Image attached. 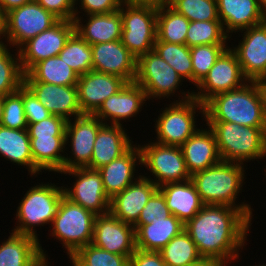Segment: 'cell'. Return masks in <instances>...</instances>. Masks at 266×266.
<instances>
[{"mask_svg": "<svg viewBox=\"0 0 266 266\" xmlns=\"http://www.w3.org/2000/svg\"><path fill=\"white\" fill-rule=\"evenodd\" d=\"M146 100V93L140 85L135 81L127 82L120 91L107 98L93 115L104 124L122 125L121 120L135 117Z\"/></svg>", "mask_w": 266, "mask_h": 266, "instance_id": "obj_20", "label": "cell"}, {"mask_svg": "<svg viewBox=\"0 0 266 266\" xmlns=\"http://www.w3.org/2000/svg\"><path fill=\"white\" fill-rule=\"evenodd\" d=\"M159 252L167 266H189L203 259L185 230L172 238Z\"/></svg>", "mask_w": 266, "mask_h": 266, "instance_id": "obj_35", "label": "cell"}, {"mask_svg": "<svg viewBox=\"0 0 266 266\" xmlns=\"http://www.w3.org/2000/svg\"><path fill=\"white\" fill-rule=\"evenodd\" d=\"M23 107L28 125L52 115L25 84H23Z\"/></svg>", "mask_w": 266, "mask_h": 266, "instance_id": "obj_46", "label": "cell"}, {"mask_svg": "<svg viewBox=\"0 0 266 266\" xmlns=\"http://www.w3.org/2000/svg\"><path fill=\"white\" fill-rule=\"evenodd\" d=\"M220 161L203 171L194 173L191 180L205 205H227L240 209L251 221L252 208L249 204L237 202L245 178L244 165Z\"/></svg>", "mask_w": 266, "mask_h": 266, "instance_id": "obj_3", "label": "cell"}, {"mask_svg": "<svg viewBox=\"0 0 266 266\" xmlns=\"http://www.w3.org/2000/svg\"><path fill=\"white\" fill-rule=\"evenodd\" d=\"M171 215L163 194L157 190L142 209L135 224H150L153 220H164Z\"/></svg>", "mask_w": 266, "mask_h": 266, "instance_id": "obj_44", "label": "cell"}, {"mask_svg": "<svg viewBox=\"0 0 266 266\" xmlns=\"http://www.w3.org/2000/svg\"><path fill=\"white\" fill-rule=\"evenodd\" d=\"M228 36L220 20L192 21L186 34V45L193 47L197 45L226 44Z\"/></svg>", "mask_w": 266, "mask_h": 266, "instance_id": "obj_39", "label": "cell"}, {"mask_svg": "<svg viewBox=\"0 0 266 266\" xmlns=\"http://www.w3.org/2000/svg\"><path fill=\"white\" fill-rule=\"evenodd\" d=\"M158 190L163 194L171 214L183 224L190 221L205 205L191 179L167 183L158 187Z\"/></svg>", "mask_w": 266, "mask_h": 266, "instance_id": "obj_27", "label": "cell"}, {"mask_svg": "<svg viewBox=\"0 0 266 266\" xmlns=\"http://www.w3.org/2000/svg\"><path fill=\"white\" fill-rule=\"evenodd\" d=\"M251 225V220L240 209L212 204L204 205L185 224L184 230L203 258L226 266L232 260L239 259V250L246 244Z\"/></svg>", "mask_w": 266, "mask_h": 266, "instance_id": "obj_1", "label": "cell"}, {"mask_svg": "<svg viewBox=\"0 0 266 266\" xmlns=\"http://www.w3.org/2000/svg\"><path fill=\"white\" fill-rule=\"evenodd\" d=\"M87 22L83 25L81 16H75V31L90 45L121 40L122 18L118 9L108 14L87 15Z\"/></svg>", "mask_w": 266, "mask_h": 266, "instance_id": "obj_28", "label": "cell"}, {"mask_svg": "<svg viewBox=\"0 0 266 266\" xmlns=\"http://www.w3.org/2000/svg\"><path fill=\"white\" fill-rule=\"evenodd\" d=\"M258 84L263 97L264 112L266 116V79L259 80Z\"/></svg>", "mask_w": 266, "mask_h": 266, "instance_id": "obj_54", "label": "cell"}, {"mask_svg": "<svg viewBox=\"0 0 266 266\" xmlns=\"http://www.w3.org/2000/svg\"><path fill=\"white\" fill-rule=\"evenodd\" d=\"M5 19L6 14L3 12L2 7L0 6V44H3V38H5ZM4 36V37H3Z\"/></svg>", "mask_w": 266, "mask_h": 266, "instance_id": "obj_52", "label": "cell"}, {"mask_svg": "<svg viewBox=\"0 0 266 266\" xmlns=\"http://www.w3.org/2000/svg\"><path fill=\"white\" fill-rule=\"evenodd\" d=\"M75 32L74 21L59 20L51 28L29 39L19 49L20 65L26 74L36 63L58 56Z\"/></svg>", "mask_w": 266, "mask_h": 266, "instance_id": "obj_13", "label": "cell"}, {"mask_svg": "<svg viewBox=\"0 0 266 266\" xmlns=\"http://www.w3.org/2000/svg\"><path fill=\"white\" fill-rule=\"evenodd\" d=\"M214 132L224 162H244L266 156V127H248L231 122H207Z\"/></svg>", "mask_w": 266, "mask_h": 266, "instance_id": "obj_4", "label": "cell"}, {"mask_svg": "<svg viewBox=\"0 0 266 266\" xmlns=\"http://www.w3.org/2000/svg\"><path fill=\"white\" fill-rule=\"evenodd\" d=\"M240 32L242 41L230 49L236 54L244 77L248 81L266 79V23Z\"/></svg>", "mask_w": 266, "mask_h": 266, "instance_id": "obj_17", "label": "cell"}, {"mask_svg": "<svg viewBox=\"0 0 266 266\" xmlns=\"http://www.w3.org/2000/svg\"><path fill=\"white\" fill-rule=\"evenodd\" d=\"M96 116L83 114L68 120L65 129V143H70L73 157L65 156L63 170L88 167L92 158L94 142L98 130L103 125ZM70 139V141H69ZM74 159V160H73Z\"/></svg>", "mask_w": 266, "mask_h": 266, "instance_id": "obj_15", "label": "cell"}, {"mask_svg": "<svg viewBox=\"0 0 266 266\" xmlns=\"http://www.w3.org/2000/svg\"><path fill=\"white\" fill-rule=\"evenodd\" d=\"M59 20L37 1H30L6 13L5 40L7 39L10 47L19 49L29 39L51 28Z\"/></svg>", "mask_w": 266, "mask_h": 266, "instance_id": "obj_10", "label": "cell"}, {"mask_svg": "<svg viewBox=\"0 0 266 266\" xmlns=\"http://www.w3.org/2000/svg\"><path fill=\"white\" fill-rule=\"evenodd\" d=\"M66 123L64 118L51 115L40 122L29 124L27 130L29 137L65 136Z\"/></svg>", "mask_w": 266, "mask_h": 266, "instance_id": "obj_45", "label": "cell"}, {"mask_svg": "<svg viewBox=\"0 0 266 266\" xmlns=\"http://www.w3.org/2000/svg\"><path fill=\"white\" fill-rule=\"evenodd\" d=\"M63 196V186L51 182L29 188L17 207L18 224L11 231L38 239L34 227L52 224Z\"/></svg>", "mask_w": 266, "mask_h": 266, "instance_id": "obj_6", "label": "cell"}, {"mask_svg": "<svg viewBox=\"0 0 266 266\" xmlns=\"http://www.w3.org/2000/svg\"><path fill=\"white\" fill-rule=\"evenodd\" d=\"M258 5L262 12L265 14L266 13V0H257Z\"/></svg>", "mask_w": 266, "mask_h": 266, "instance_id": "obj_56", "label": "cell"}, {"mask_svg": "<svg viewBox=\"0 0 266 266\" xmlns=\"http://www.w3.org/2000/svg\"><path fill=\"white\" fill-rule=\"evenodd\" d=\"M264 22L266 23V13L264 14Z\"/></svg>", "mask_w": 266, "mask_h": 266, "instance_id": "obj_59", "label": "cell"}, {"mask_svg": "<svg viewBox=\"0 0 266 266\" xmlns=\"http://www.w3.org/2000/svg\"><path fill=\"white\" fill-rule=\"evenodd\" d=\"M248 80L244 77L236 54L230 46L219 56L204 79L196 86L193 97L205 103L212 96L241 88Z\"/></svg>", "mask_w": 266, "mask_h": 266, "instance_id": "obj_14", "label": "cell"}, {"mask_svg": "<svg viewBox=\"0 0 266 266\" xmlns=\"http://www.w3.org/2000/svg\"><path fill=\"white\" fill-rule=\"evenodd\" d=\"M76 253L88 266H129L127 256L110 253L91 243L80 248Z\"/></svg>", "mask_w": 266, "mask_h": 266, "instance_id": "obj_43", "label": "cell"}, {"mask_svg": "<svg viewBox=\"0 0 266 266\" xmlns=\"http://www.w3.org/2000/svg\"><path fill=\"white\" fill-rule=\"evenodd\" d=\"M78 79L79 75L59 56L36 63L24 74V82H44L62 86L77 85Z\"/></svg>", "mask_w": 266, "mask_h": 266, "instance_id": "obj_33", "label": "cell"}, {"mask_svg": "<svg viewBox=\"0 0 266 266\" xmlns=\"http://www.w3.org/2000/svg\"><path fill=\"white\" fill-rule=\"evenodd\" d=\"M0 125L11 129H27L23 107V85L14 93L4 96L3 115Z\"/></svg>", "mask_w": 266, "mask_h": 266, "instance_id": "obj_42", "label": "cell"}, {"mask_svg": "<svg viewBox=\"0 0 266 266\" xmlns=\"http://www.w3.org/2000/svg\"><path fill=\"white\" fill-rule=\"evenodd\" d=\"M135 1L154 2V3H166L169 0H135Z\"/></svg>", "mask_w": 266, "mask_h": 266, "instance_id": "obj_58", "label": "cell"}, {"mask_svg": "<svg viewBox=\"0 0 266 266\" xmlns=\"http://www.w3.org/2000/svg\"><path fill=\"white\" fill-rule=\"evenodd\" d=\"M92 70L115 75L134 82L137 74V59L121 40L91 45Z\"/></svg>", "mask_w": 266, "mask_h": 266, "instance_id": "obj_18", "label": "cell"}, {"mask_svg": "<svg viewBox=\"0 0 266 266\" xmlns=\"http://www.w3.org/2000/svg\"><path fill=\"white\" fill-rule=\"evenodd\" d=\"M255 266V265H254ZM257 266V265H256ZM258 266H266V264L264 265V263L261 265V264H259Z\"/></svg>", "mask_w": 266, "mask_h": 266, "instance_id": "obj_60", "label": "cell"}, {"mask_svg": "<svg viewBox=\"0 0 266 266\" xmlns=\"http://www.w3.org/2000/svg\"><path fill=\"white\" fill-rule=\"evenodd\" d=\"M218 16L225 33L239 32L264 22L257 0H217Z\"/></svg>", "mask_w": 266, "mask_h": 266, "instance_id": "obj_25", "label": "cell"}, {"mask_svg": "<svg viewBox=\"0 0 266 266\" xmlns=\"http://www.w3.org/2000/svg\"><path fill=\"white\" fill-rule=\"evenodd\" d=\"M91 244L110 253L127 256L136 250V236L133 225L122 222L110 212L95 218Z\"/></svg>", "mask_w": 266, "mask_h": 266, "instance_id": "obj_16", "label": "cell"}, {"mask_svg": "<svg viewBox=\"0 0 266 266\" xmlns=\"http://www.w3.org/2000/svg\"><path fill=\"white\" fill-rule=\"evenodd\" d=\"M136 249L159 252L168 242L180 234L185 227L176 216L164 220H153L150 224H134Z\"/></svg>", "mask_w": 266, "mask_h": 266, "instance_id": "obj_29", "label": "cell"}, {"mask_svg": "<svg viewBox=\"0 0 266 266\" xmlns=\"http://www.w3.org/2000/svg\"><path fill=\"white\" fill-rule=\"evenodd\" d=\"M0 156L15 165L26 166L31 176L41 172L33 162L27 129H11L0 125Z\"/></svg>", "mask_w": 266, "mask_h": 266, "instance_id": "obj_30", "label": "cell"}, {"mask_svg": "<svg viewBox=\"0 0 266 266\" xmlns=\"http://www.w3.org/2000/svg\"><path fill=\"white\" fill-rule=\"evenodd\" d=\"M207 129L199 128L180 146L191 176L221 161L214 132L209 126Z\"/></svg>", "mask_w": 266, "mask_h": 266, "instance_id": "obj_24", "label": "cell"}, {"mask_svg": "<svg viewBox=\"0 0 266 266\" xmlns=\"http://www.w3.org/2000/svg\"><path fill=\"white\" fill-rule=\"evenodd\" d=\"M24 84L52 115L60 116L66 121L70 120L71 116L75 118L83 115L76 85L62 86L44 82H24Z\"/></svg>", "mask_w": 266, "mask_h": 266, "instance_id": "obj_22", "label": "cell"}, {"mask_svg": "<svg viewBox=\"0 0 266 266\" xmlns=\"http://www.w3.org/2000/svg\"><path fill=\"white\" fill-rule=\"evenodd\" d=\"M23 84L24 72L20 65L18 49L14 55L8 45L0 44V96L16 92Z\"/></svg>", "mask_w": 266, "mask_h": 266, "instance_id": "obj_36", "label": "cell"}, {"mask_svg": "<svg viewBox=\"0 0 266 266\" xmlns=\"http://www.w3.org/2000/svg\"><path fill=\"white\" fill-rule=\"evenodd\" d=\"M189 266H224L220 262L212 260V259H205L203 258L201 261L189 265Z\"/></svg>", "mask_w": 266, "mask_h": 266, "instance_id": "obj_53", "label": "cell"}, {"mask_svg": "<svg viewBox=\"0 0 266 266\" xmlns=\"http://www.w3.org/2000/svg\"><path fill=\"white\" fill-rule=\"evenodd\" d=\"M129 266H167L160 252L136 249L129 258Z\"/></svg>", "mask_w": 266, "mask_h": 266, "instance_id": "obj_49", "label": "cell"}, {"mask_svg": "<svg viewBox=\"0 0 266 266\" xmlns=\"http://www.w3.org/2000/svg\"><path fill=\"white\" fill-rule=\"evenodd\" d=\"M183 80L154 50L137 59L135 82L143 88L147 99L171 97Z\"/></svg>", "mask_w": 266, "mask_h": 266, "instance_id": "obj_11", "label": "cell"}, {"mask_svg": "<svg viewBox=\"0 0 266 266\" xmlns=\"http://www.w3.org/2000/svg\"><path fill=\"white\" fill-rule=\"evenodd\" d=\"M58 56L79 76L92 70V48L75 31Z\"/></svg>", "mask_w": 266, "mask_h": 266, "instance_id": "obj_38", "label": "cell"}, {"mask_svg": "<svg viewBox=\"0 0 266 266\" xmlns=\"http://www.w3.org/2000/svg\"><path fill=\"white\" fill-rule=\"evenodd\" d=\"M153 50L173 67L184 80L187 79L193 84L190 47L186 44L159 41L156 38Z\"/></svg>", "mask_w": 266, "mask_h": 266, "instance_id": "obj_37", "label": "cell"}, {"mask_svg": "<svg viewBox=\"0 0 266 266\" xmlns=\"http://www.w3.org/2000/svg\"><path fill=\"white\" fill-rule=\"evenodd\" d=\"M206 122H231L248 127H266L263 97L258 81L221 92L204 103Z\"/></svg>", "mask_w": 266, "mask_h": 266, "instance_id": "obj_2", "label": "cell"}, {"mask_svg": "<svg viewBox=\"0 0 266 266\" xmlns=\"http://www.w3.org/2000/svg\"><path fill=\"white\" fill-rule=\"evenodd\" d=\"M61 174L75 177L72 189L64 187V196L70 201L79 204L95 215H104L110 212L111 199L107 196L100 172L88 167L63 170Z\"/></svg>", "mask_w": 266, "mask_h": 266, "instance_id": "obj_12", "label": "cell"}, {"mask_svg": "<svg viewBox=\"0 0 266 266\" xmlns=\"http://www.w3.org/2000/svg\"><path fill=\"white\" fill-rule=\"evenodd\" d=\"M167 3L190 22L219 20L217 0H169Z\"/></svg>", "mask_w": 266, "mask_h": 266, "instance_id": "obj_41", "label": "cell"}, {"mask_svg": "<svg viewBox=\"0 0 266 266\" xmlns=\"http://www.w3.org/2000/svg\"><path fill=\"white\" fill-rule=\"evenodd\" d=\"M37 2L60 20L74 21L75 16L81 13L77 6L75 7V0H37Z\"/></svg>", "mask_w": 266, "mask_h": 266, "instance_id": "obj_47", "label": "cell"}, {"mask_svg": "<svg viewBox=\"0 0 266 266\" xmlns=\"http://www.w3.org/2000/svg\"><path fill=\"white\" fill-rule=\"evenodd\" d=\"M132 143L122 125L103 124L98 130L88 168L99 169L109 164L124 154Z\"/></svg>", "mask_w": 266, "mask_h": 266, "instance_id": "obj_26", "label": "cell"}, {"mask_svg": "<svg viewBox=\"0 0 266 266\" xmlns=\"http://www.w3.org/2000/svg\"><path fill=\"white\" fill-rule=\"evenodd\" d=\"M228 44L197 45L190 47L193 85L197 86L210 71Z\"/></svg>", "mask_w": 266, "mask_h": 266, "instance_id": "obj_40", "label": "cell"}, {"mask_svg": "<svg viewBox=\"0 0 266 266\" xmlns=\"http://www.w3.org/2000/svg\"><path fill=\"white\" fill-rule=\"evenodd\" d=\"M119 10L123 45L136 59L152 51L157 38V3L123 0Z\"/></svg>", "mask_w": 266, "mask_h": 266, "instance_id": "obj_5", "label": "cell"}, {"mask_svg": "<svg viewBox=\"0 0 266 266\" xmlns=\"http://www.w3.org/2000/svg\"><path fill=\"white\" fill-rule=\"evenodd\" d=\"M135 145L133 144L124 154L109 164L97 169L101 174L104 190L110 199L141 176L134 178L135 171H137L136 165H141V151L139 145Z\"/></svg>", "mask_w": 266, "mask_h": 266, "instance_id": "obj_23", "label": "cell"}, {"mask_svg": "<svg viewBox=\"0 0 266 266\" xmlns=\"http://www.w3.org/2000/svg\"><path fill=\"white\" fill-rule=\"evenodd\" d=\"M123 0H75V6L78 2L79 8L84 11V15L90 14H108L119 9ZM82 8H81V7Z\"/></svg>", "mask_w": 266, "mask_h": 266, "instance_id": "obj_48", "label": "cell"}, {"mask_svg": "<svg viewBox=\"0 0 266 266\" xmlns=\"http://www.w3.org/2000/svg\"><path fill=\"white\" fill-rule=\"evenodd\" d=\"M47 257L48 255L46 256V253L45 254H41L33 263L32 266H49L48 264H50L48 261H47ZM48 262V263H47Z\"/></svg>", "mask_w": 266, "mask_h": 266, "instance_id": "obj_55", "label": "cell"}, {"mask_svg": "<svg viewBox=\"0 0 266 266\" xmlns=\"http://www.w3.org/2000/svg\"><path fill=\"white\" fill-rule=\"evenodd\" d=\"M126 83L121 77L94 70L79 76L76 86L82 114L93 115L107 98L120 91Z\"/></svg>", "mask_w": 266, "mask_h": 266, "instance_id": "obj_19", "label": "cell"}, {"mask_svg": "<svg viewBox=\"0 0 266 266\" xmlns=\"http://www.w3.org/2000/svg\"><path fill=\"white\" fill-rule=\"evenodd\" d=\"M39 242L30 235L10 233L0 244V266H32L41 254H45Z\"/></svg>", "mask_w": 266, "mask_h": 266, "instance_id": "obj_31", "label": "cell"}, {"mask_svg": "<svg viewBox=\"0 0 266 266\" xmlns=\"http://www.w3.org/2000/svg\"><path fill=\"white\" fill-rule=\"evenodd\" d=\"M65 136L30 137L34 165L42 172L60 173L63 171L65 156ZM62 152V153H60Z\"/></svg>", "mask_w": 266, "mask_h": 266, "instance_id": "obj_32", "label": "cell"}, {"mask_svg": "<svg viewBox=\"0 0 266 266\" xmlns=\"http://www.w3.org/2000/svg\"><path fill=\"white\" fill-rule=\"evenodd\" d=\"M158 190L150 179L141 175L110 201V213L122 222L134 225L150 197Z\"/></svg>", "mask_w": 266, "mask_h": 266, "instance_id": "obj_21", "label": "cell"}, {"mask_svg": "<svg viewBox=\"0 0 266 266\" xmlns=\"http://www.w3.org/2000/svg\"><path fill=\"white\" fill-rule=\"evenodd\" d=\"M178 100L173 101L159 114L155 122L156 142L163 145L181 146L198 129L196 112L204 116V104L193 97V92H182ZM182 97V98H180ZM181 99V100H179Z\"/></svg>", "mask_w": 266, "mask_h": 266, "instance_id": "obj_7", "label": "cell"}, {"mask_svg": "<svg viewBox=\"0 0 266 266\" xmlns=\"http://www.w3.org/2000/svg\"><path fill=\"white\" fill-rule=\"evenodd\" d=\"M3 107H4V96H0V123L3 115Z\"/></svg>", "mask_w": 266, "mask_h": 266, "instance_id": "obj_57", "label": "cell"}, {"mask_svg": "<svg viewBox=\"0 0 266 266\" xmlns=\"http://www.w3.org/2000/svg\"><path fill=\"white\" fill-rule=\"evenodd\" d=\"M70 264L73 266H88V264L76 253L69 254Z\"/></svg>", "mask_w": 266, "mask_h": 266, "instance_id": "obj_51", "label": "cell"}, {"mask_svg": "<svg viewBox=\"0 0 266 266\" xmlns=\"http://www.w3.org/2000/svg\"><path fill=\"white\" fill-rule=\"evenodd\" d=\"M30 1L31 0H0V6L2 7L3 12L6 14L15 8L29 3Z\"/></svg>", "mask_w": 266, "mask_h": 266, "instance_id": "obj_50", "label": "cell"}, {"mask_svg": "<svg viewBox=\"0 0 266 266\" xmlns=\"http://www.w3.org/2000/svg\"><path fill=\"white\" fill-rule=\"evenodd\" d=\"M141 165L154 176H148L158 187L191 179L180 146L163 145L157 142L140 146Z\"/></svg>", "mask_w": 266, "mask_h": 266, "instance_id": "obj_9", "label": "cell"}, {"mask_svg": "<svg viewBox=\"0 0 266 266\" xmlns=\"http://www.w3.org/2000/svg\"><path fill=\"white\" fill-rule=\"evenodd\" d=\"M190 21L167 2L157 3L156 36L159 41L186 44Z\"/></svg>", "mask_w": 266, "mask_h": 266, "instance_id": "obj_34", "label": "cell"}, {"mask_svg": "<svg viewBox=\"0 0 266 266\" xmlns=\"http://www.w3.org/2000/svg\"><path fill=\"white\" fill-rule=\"evenodd\" d=\"M96 216L63 196L51 224L50 236L61 241L68 255L77 252L92 242Z\"/></svg>", "mask_w": 266, "mask_h": 266, "instance_id": "obj_8", "label": "cell"}]
</instances>
